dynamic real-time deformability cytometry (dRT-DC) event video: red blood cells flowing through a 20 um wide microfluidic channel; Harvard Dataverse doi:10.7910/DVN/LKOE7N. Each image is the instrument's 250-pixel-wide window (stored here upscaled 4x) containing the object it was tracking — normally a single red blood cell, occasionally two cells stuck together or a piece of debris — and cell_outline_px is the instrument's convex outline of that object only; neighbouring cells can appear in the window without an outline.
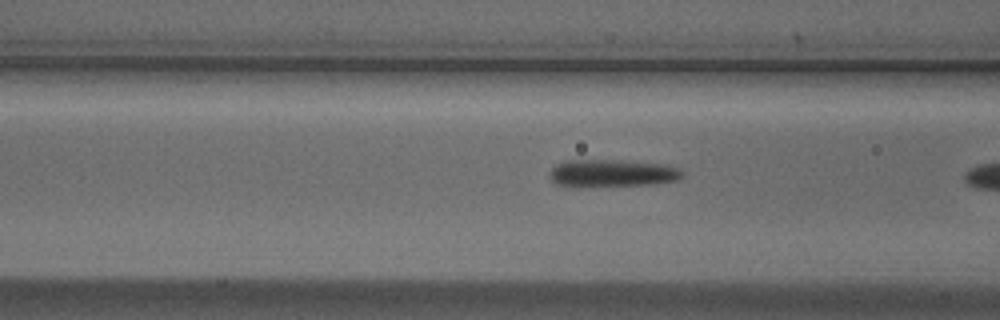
{"species": "Egyptian fruit bat (a non-hibernating species)", "species_latin": "Rousettus aegyptiacus", "temperature_condition": "cold", "stored_images_in_passage": 7, "camera_frame_rate_fps": 3000, "um_per_image_px": 0.085, "animal": {"sex": "male"}, "frame": {"image": 1, "passage_image": 6, "time_ms": 1.667, "image_size_px": [1000, 320], "cell_outline_px": [[684, 176], [676, 180], [652, 184], [580, 188], [572, 188], [556, 184], [552, 180], [552, 168], [556, 164], [564, 160], [612, 160], [668, 164], [680, 168], [684, 172]], "centroid_in_image_um": [52.03, 14.74], "position_along_channel_um": 114.6, "area_um2": 21.73}}